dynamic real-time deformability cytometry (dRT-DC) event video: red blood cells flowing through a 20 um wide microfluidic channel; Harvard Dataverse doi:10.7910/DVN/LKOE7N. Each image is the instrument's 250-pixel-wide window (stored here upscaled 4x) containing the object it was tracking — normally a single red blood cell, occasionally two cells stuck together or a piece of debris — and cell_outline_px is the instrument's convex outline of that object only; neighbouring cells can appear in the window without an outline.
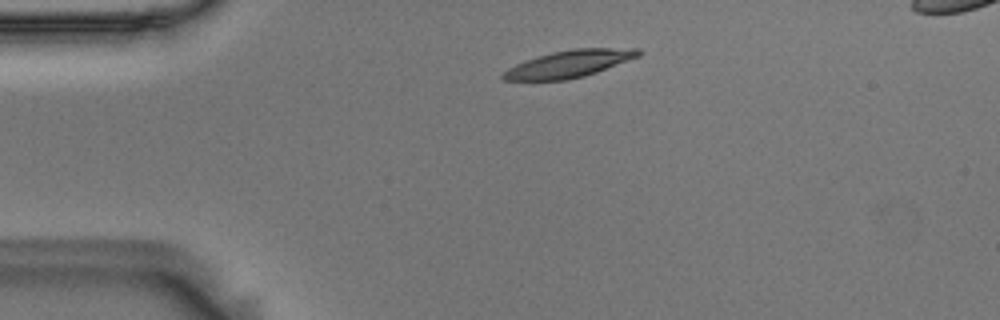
{"species": "Egyptian fruit bat (a non-hibernating species)", "species_latin": "Rousettus aegyptiacus", "temperature_condition": "room temperature", "stored_images_in_passage": 45, "camera_frame_rate_fps": 3000, "um_per_image_px": 0.085, "animal": {"sex": "male"}, "frame": {"image": 1, "passage_image": 1, "time_ms": 0.0, "image_size_px": [1000, 320], "cell_outline_px": [[644, 52], [640, 56], [596, 72], [584, 76], [568, 80], [504, 80], [500, 76], [508, 68], [524, 60], [552, 52], [572, 48], [640, 48]], "centroid_in_image_um": [48.4, 5.41], "position_along_channel_um": 36.6, "area_um2": 21.44}}
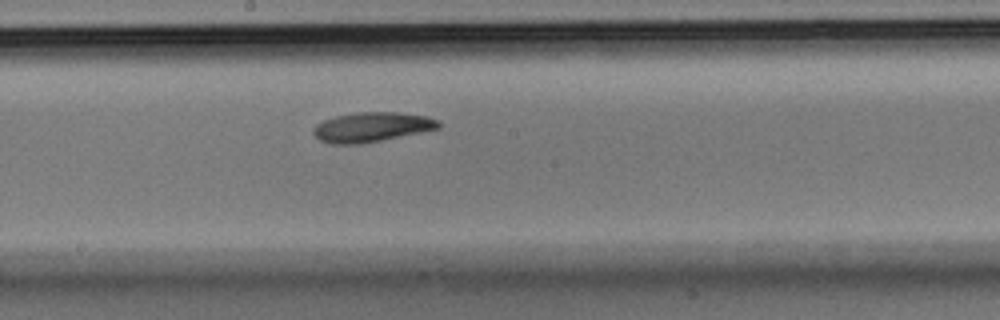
{"frame": {"image": 2, "passage_image": 19, "time_ms": 6.0, "image_size_px": [1000, 320], "cell_outline_px": [[440, 128], [360, 144], [332, 144], [320, 140], [312, 132], [312, 128], [316, 124], [324, 120], [336, 116], [356, 112], [396, 112], [428, 116], [440, 120]], "centroid_in_image_um": [31.59, 10.79], "position_along_channel_um": 216.6, "area_um2": 21.56}}
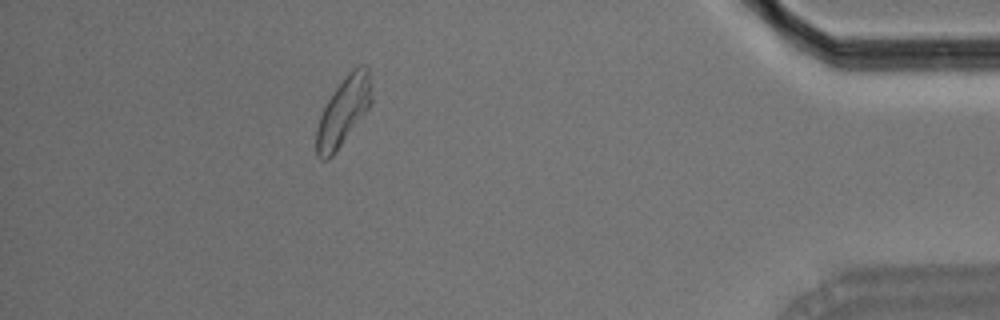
{"frame": {"image": 3, "passage_image": 39, "time_ms": 12.667, "image_size_px": [1000, 320], "cell_outline_px": [[372, 100], [368, 108], [332, 156], [328, 160], [320, 160], [316, 156], [316, 128], [320, 116], [332, 92], [344, 76], [352, 68], [360, 64], [364, 64], [368, 68], [372, 96]], "centroid_in_image_um": [29.17, 9.44], "position_along_channel_um": 406.0, "area_um2": 21.79}}